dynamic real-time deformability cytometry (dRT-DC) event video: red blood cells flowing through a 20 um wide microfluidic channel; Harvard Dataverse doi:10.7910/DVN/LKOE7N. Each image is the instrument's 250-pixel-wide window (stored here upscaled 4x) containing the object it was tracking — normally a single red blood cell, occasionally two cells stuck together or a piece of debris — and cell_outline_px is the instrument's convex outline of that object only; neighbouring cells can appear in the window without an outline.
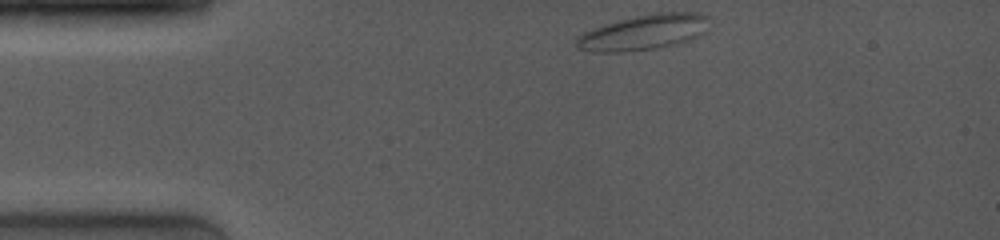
{"species": "common noctule bat (a hibernating species)", "species_latin": "Nyctalus noctula", "temperature_condition": "room temperature", "stored_images_in_passage": 10, "camera_frame_rate_fps": 4000, "um_per_image_px": 0.085, "animal": {"sex": "female", "body_mass_g": 19.0, "forearm_length_mm": 53.3}, "frame": {"image": 1, "passage_image": 1, "time_ms": 0.0, "image_size_px": [1000, 240], "cell_outline_px": [[708, 16], [700, 36], [688, 40], [656, 48], [624, 52], [592, 52], [576, 48], [572, 40], [576, 36], [584, 32], [604, 24], [636, 16], [656, 12], [700, 12]], "centroid_in_image_um": [54.61, 2.75], "position_along_channel_um": 30.4, "area_um2": 27.22}}
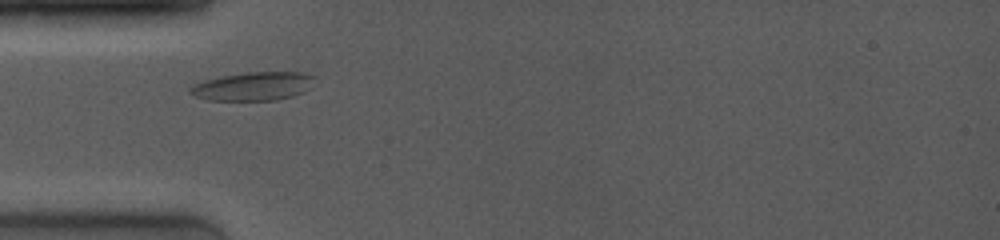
{"frame": {"image": 2, "passage_image": 9, "time_ms": 2.25, "image_size_px": [1000, 240], "cell_outline_px": [[316, 76], [312, 88], [304, 92], [292, 96], [276, 100], [208, 100], [196, 96], [188, 92], [188, 88], [204, 80], [224, 76], [248, 72], [304, 72]], "centroid_in_image_um": [21.59, 7.33], "position_along_channel_um": 63.4, "area_um2": 20.75}}